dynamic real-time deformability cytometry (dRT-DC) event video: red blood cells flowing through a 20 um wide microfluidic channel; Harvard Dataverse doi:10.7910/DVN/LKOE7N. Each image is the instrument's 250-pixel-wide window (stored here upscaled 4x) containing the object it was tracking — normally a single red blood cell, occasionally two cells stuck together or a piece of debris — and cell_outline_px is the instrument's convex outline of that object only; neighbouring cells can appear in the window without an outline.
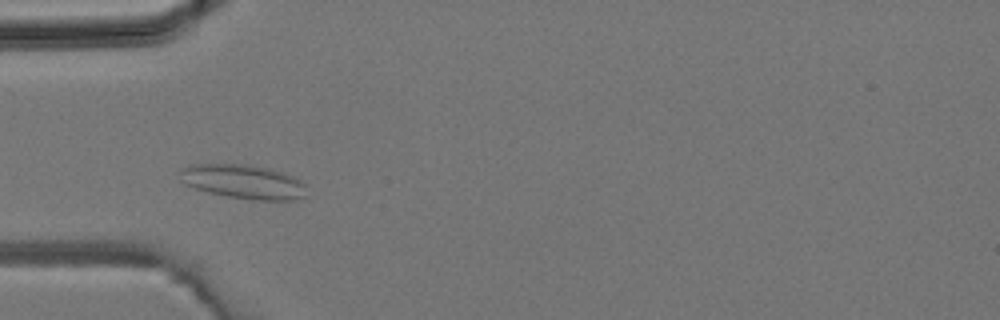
{"species": "common noctule bat (a hibernating species)", "species_latin": "Nyctalus noctula", "temperature_condition": "room temperature", "stored_images_in_passage": 36, "camera_frame_rate_fps": 3000, "um_per_image_px": 0.085, "animal": {"sex": "male", "body_mass_g": 19.2, "forearm_length_mm": 51.8}, "frame": {"image": 1, "passage_image": 7, "time_ms": 2.0, "image_size_px": [1000, 320], "cell_outline_px": [[304, 196], [296, 200], [252, 200], [228, 196], [208, 192], [184, 184], [180, 180], [180, 168], [192, 164], [244, 164], [268, 168], [292, 176], [300, 180], [304, 184]], "centroid_in_image_um": [20.64, 15.44], "position_along_channel_um": 64.4, "area_um2": 25.09}}
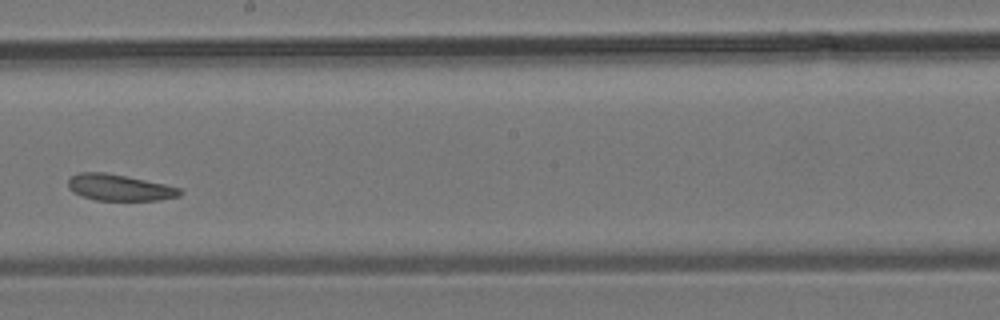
{"frame": {"image": 2, "passage_image": 18, "time_ms": 5.667, "image_size_px": [1000, 320], "cell_outline_px": [[184, 192], [180, 196], [160, 200], [96, 200], [72, 192], [68, 188], [68, 180], [72, 176], [80, 172], [104, 172], [164, 184], [180, 188]], "centroid_in_image_um": [10.16, 15.95], "position_along_channel_um": 238.0, "area_um2": 16.99}}
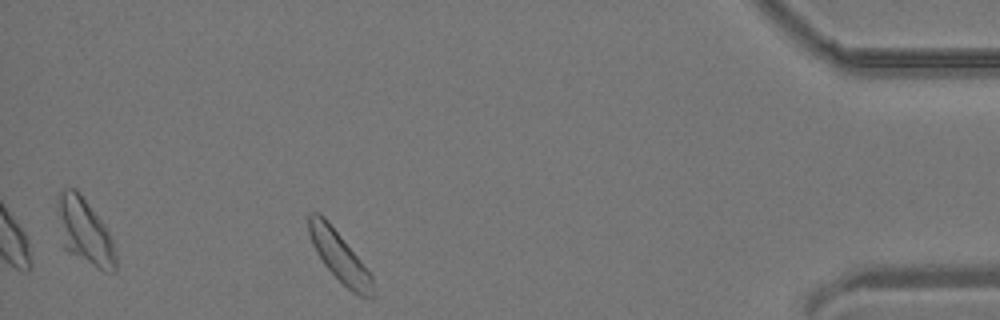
{"frame": {"image": 3, "passage_image": 32, "time_ms": 10.333, "image_size_px": [1000, 320], "cell_outline_px": [[372, 300], [360, 296], [352, 292], [324, 264], [316, 252], [312, 244], [308, 232], [308, 216], [312, 212], [320, 212], [328, 220], [372, 276]], "centroid_in_image_um": [28.81, 21.76], "position_along_channel_um": 406.4, "area_um2": 18.26}}